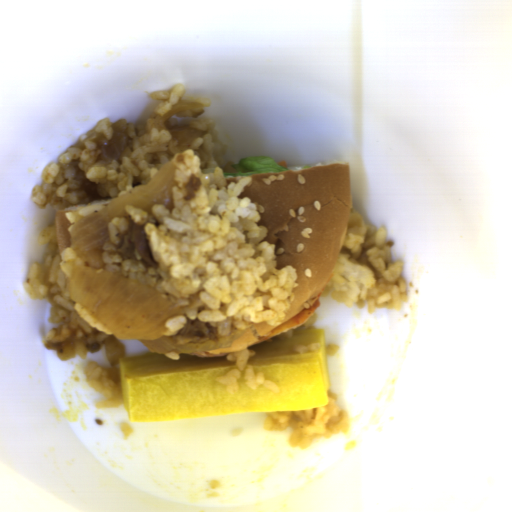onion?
<instances>
[{
    "mask_svg": "<svg viewBox=\"0 0 512 512\" xmlns=\"http://www.w3.org/2000/svg\"><path fill=\"white\" fill-rule=\"evenodd\" d=\"M67 285L71 298L118 340L169 337L166 320L185 314L157 289L99 269L75 266Z\"/></svg>",
    "mask_w": 512,
    "mask_h": 512,
    "instance_id": "1",
    "label": "onion"
},
{
    "mask_svg": "<svg viewBox=\"0 0 512 512\" xmlns=\"http://www.w3.org/2000/svg\"><path fill=\"white\" fill-rule=\"evenodd\" d=\"M174 186L178 185L175 181V166L171 160L151 181L133 188L110 204L73 221L67 232L70 235L71 247L79 258L85 257L88 252L103 250L109 237L110 221L123 218L127 205L134 206L147 215L156 205L167 210L173 209Z\"/></svg>",
    "mask_w": 512,
    "mask_h": 512,
    "instance_id": "2",
    "label": "onion"
},
{
    "mask_svg": "<svg viewBox=\"0 0 512 512\" xmlns=\"http://www.w3.org/2000/svg\"><path fill=\"white\" fill-rule=\"evenodd\" d=\"M201 182H202V178H200L199 176H197L196 174H191L189 175V180L187 183L184 184V195H183V198L184 200H189V199H192L194 197H196V193L201 185Z\"/></svg>",
    "mask_w": 512,
    "mask_h": 512,
    "instance_id": "3",
    "label": "onion"
}]
</instances>
